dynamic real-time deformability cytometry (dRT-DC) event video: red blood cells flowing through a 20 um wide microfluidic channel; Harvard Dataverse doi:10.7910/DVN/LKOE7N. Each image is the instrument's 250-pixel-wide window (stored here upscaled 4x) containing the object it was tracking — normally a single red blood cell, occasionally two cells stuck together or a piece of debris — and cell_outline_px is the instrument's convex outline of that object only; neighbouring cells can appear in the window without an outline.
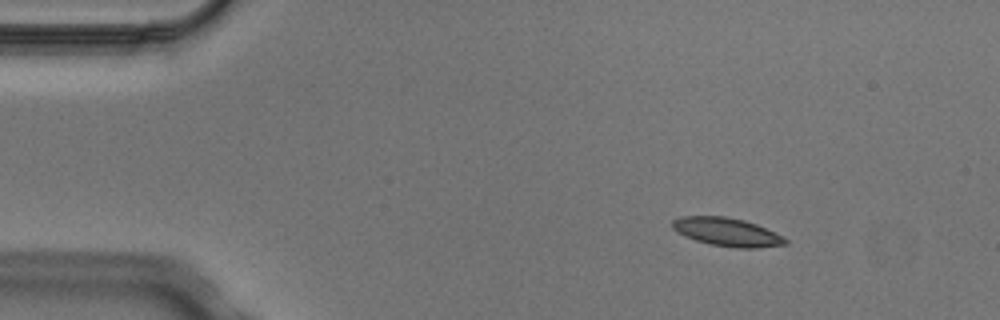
{"species": "Egyptian fruit bat (a non-hibernating species)", "species_latin": "Rousettus aegyptiacus", "temperature_condition": "cold", "stored_images_in_passage": 3, "camera_frame_rate_fps": 3000, "um_per_image_px": 0.085, "animal": {"sex": "male"}, "frame": {"image": 1, "passage_image": 1, "time_ms": 0.0, "image_size_px": [1000, 320], "cell_outline_px": [[788, 244], [756, 248], [736, 248], [712, 244], [696, 240], [684, 236], [676, 232], [672, 228], [672, 220], [680, 216], [724, 216], [744, 220], [756, 224], [784, 236], [788, 240]], "centroid_in_image_um": [61.8, 19.72], "position_along_channel_um": 23.2, "area_um2": 18.73}}